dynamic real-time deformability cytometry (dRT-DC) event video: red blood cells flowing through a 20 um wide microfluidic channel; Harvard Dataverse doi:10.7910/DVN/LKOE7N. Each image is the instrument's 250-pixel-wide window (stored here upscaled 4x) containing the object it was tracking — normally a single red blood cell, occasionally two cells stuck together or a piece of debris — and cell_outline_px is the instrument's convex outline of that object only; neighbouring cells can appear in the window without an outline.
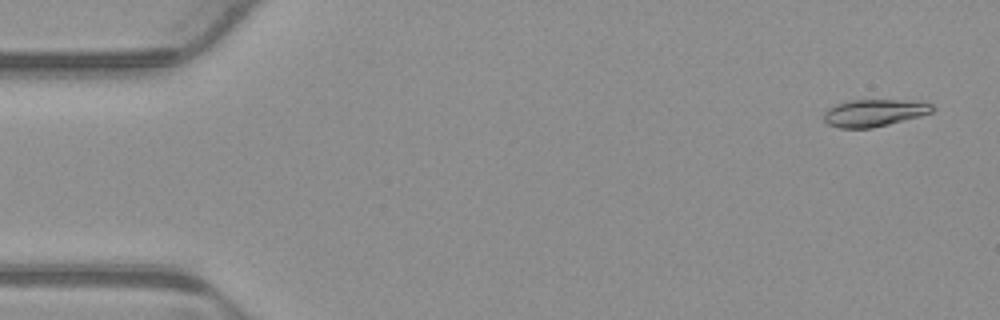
{"species": "common noctule bat (a hibernating species)", "species_latin": "Nyctalus noctula", "temperature_condition": "warm", "stored_images_in_passage": 6, "camera_frame_rate_fps": 3000, "um_per_image_px": 0.085, "animal": {"sex": "male", "body_mass_g": 23.1, "forearm_length_mm": 52.7}, "frame": {"image": 1, "passage_image": 1, "time_ms": 0.0, "image_size_px": [1000, 320], "cell_outline_px": [[936, 108], [932, 112], [920, 116], [872, 128], [840, 128], [828, 124], [824, 120], [824, 112], [828, 108], [836, 104], [848, 100], [924, 100], [932, 104]], "centroid_in_image_um": [74.35, 9.57], "position_along_channel_um": 10.7, "area_um2": 17.4}}
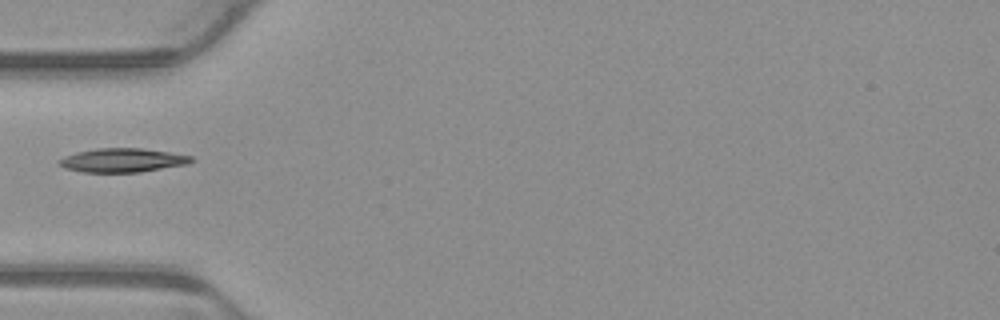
{"frame": {"image": 2, "passage_image": 5, "time_ms": 1.333, "image_size_px": [1000, 320], "cell_outline_px": [[196, 160], [188, 164], [140, 172], [84, 172], [64, 168], [56, 164], [56, 160], [64, 156], [76, 152], [96, 148], [140, 148], [168, 152], [192, 156]], "centroid_in_image_um": [10.37, 13.62], "position_along_channel_um": 74.6, "area_um2": 18.55}}
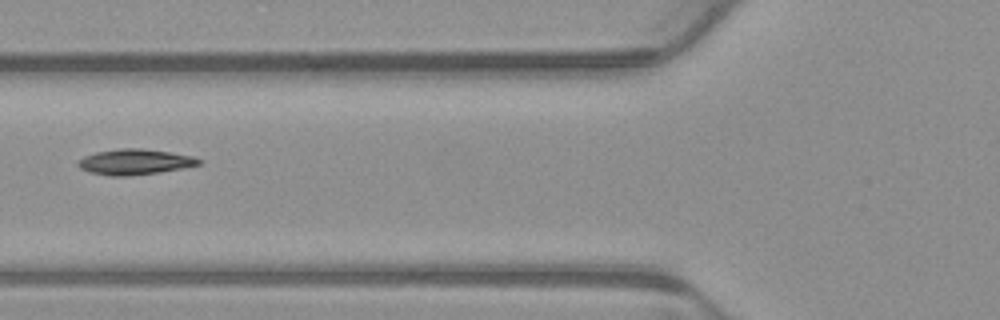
{"frame": {"image": 3, "passage_image": 6, "time_ms": 1.667, "image_size_px": [1000, 320], "cell_outline_px": [[200, 164], [184, 168], [160, 172], [128, 176], [108, 176], [92, 172], [80, 168], [76, 164], [76, 160], [84, 156], [96, 152], [120, 148], [140, 148], [168, 152], [192, 156], [200, 160]], "centroid_in_image_um": [11.41, 13.76], "position_along_channel_um": 114.4, "area_um2": 17.92}}